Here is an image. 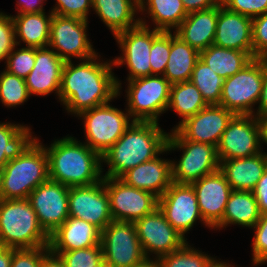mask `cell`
<instances>
[{
	"label": "cell",
	"mask_w": 267,
	"mask_h": 267,
	"mask_svg": "<svg viewBox=\"0 0 267 267\" xmlns=\"http://www.w3.org/2000/svg\"><path fill=\"white\" fill-rule=\"evenodd\" d=\"M16 46L13 19L11 15L3 14L0 17V61L7 60Z\"/></svg>",
	"instance_id": "obj_46"
},
{
	"label": "cell",
	"mask_w": 267,
	"mask_h": 267,
	"mask_svg": "<svg viewBox=\"0 0 267 267\" xmlns=\"http://www.w3.org/2000/svg\"><path fill=\"white\" fill-rule=\"evenodd\" d=\"M259 125L261 130V143L267 144V115L259 118ZM266 156L267 153L263 152Z\"/></svg>",
	"instance_id": "obj_53"
},
{
	"label": "cell",
	"mask_w": 267,
	"mask_h": 267,
	"mask_svg": "<svg viewBox=\"0 0 267 267\" xmlns=\"http://www.w3.org/2000/svg\"><path fill=\"white\" fill-rule=\"evenodd\" d=\"M12 260V248L4 247L0 251V267H10Z\"/></svg>",
	"instance_id": "obj_52"
},
{
	"label": "cell",
	"mask_w": 267,
	"mask_h": 267,
	"mask_svg": "<svg viewBox=\"0 0 267 267\" xmlns=\"http://www.w3.org/2000/svg\"><path fill=\"white\" fill-rule=\"evenodd\" d=\"M4 248L2 242L0 241V251Z\"/></svg>",
	"instance_id": "obj_57"
},
{
	"label": "cell",
	"mask_w": 267,
	"mask_h": 267,
	"mask_svg": "<svg viewBox=\"0 0 267 267\" xmlns=\"http://www.w3.org/2000/svg\"><path fill=\"white\" fill-rule=\"evenodd\" d=\"M158 122L133 121L125 133L102 154V163L109 166L103 177L120 178L129 169L167 153V138Z\"/></svg>",
	"instance_id": "obj_2"
},
{
	"label": "cell",
	"mask_w": 267,
	"mask_h": 267,
	"mask_svg": "<svg viewBox=\"0 0 267 267\" xmlns=\"http://www.w3.org/2000/svg\"><path fill=\"white\" fill-rule=\"evenodd\" d=\"M158 208L171 226L184 237L197 220L203 222L191 184L172 182L165 193L158 198Z\"/></svg>",
	"instance_id": "obj_18"
},
{
	"label": "cell",
	"mask_w": 267,
	"mask_h": 267,
	"mask_svg": "<svg viewBox=\"0 0 267 267\" xmlns=\"http://www.w3.org/2000/svg\"><path fill=\"white\" fill-rule=\"evenodd\" d=\"M48 16V17H47ZM14 22L17 45L23 41L26 47H48L50 39V23L53 13H28L11 16ZM19 40V41H18Z\"/></svg>",
	"instance_id": "obj_28"
},
{
	"label": "cell",
	"mask_w": 267,
	"mask_h": 267,
	"mask_svg": "<svg viewBox=\"0 0 267 267\" xmlns=\"http://www.w3.org/2000/svg\"><path fill=\"white\" fill-rule=\"evenodd\" d=\"M30 97L25 79L4 70L0 74V100L6 107L22 105Z\"/></svg>",
	"instance_id": "obj_36"
},
{
	"label": "cell",
	"mask_w": 267,
	"mask_h": 267,
	"mask_svg": "<svg viewBox=\"0 0 267 267\" xmlns=\"http://www.w3.org/2000/svg\"><path fill=\"white\" fill-rule=\"evenodd\" d=\"M213 45L248 52L253 57L252 18L218 5Z\"/></svg>",
	"instance_id": "obj_21"
},
{
	"label": "cell",
	"mask_w": 267,
	"mask_h": 267,
	"mask_svg": "<svg viewBox=\"0 0 267 267\" xmlns=\"http://www.w3.org/2000/svg\"><path fill=\"white\" fill-rule=\"evenodd\" d=\"M253 58L267 59V12L252 18Z\"/></svg>",
	"instance_id": "obj_43"
},
{
	"label": "cell",
	"mask_w": 267,
	"mask_h": 267,
	"mask_svg": "<svg viewBox=\"0 0 267 267\" xmlns=\"http://www.w3.org/2000/svg\"><path fill=\"white\" fill-rule=\"evenodd\" d=\"M48 179L47 154L36 139L20 156L9 160L0 172V199H27Z\"/></svg>",
	"instance_id": "obj_4"
},
{
	"label": "cell",
	"mask_w": 267,
	"mask_h": 267,
	"mask_svg": "<svg viewBox=\"0 0 267 267\" xmlns=\"http://www.w3.org/2000/svg\"><path fill=\"white\" fill-rule=\"evenodd\" d=\"M221 3L229 11L250 18L263 15L267 12V0H221Z\"/></svg>",
	"instance_id": "obj_45"
},
{
	"label": "cell",
	"mask_w": 267,
	"mask_h": 267,
	"mask_svg": "<svg viewBox=\"0 0 267 267\" xmlns=\"http://www.w3.org/2000/svg\"><path fill=\"white\" fill-rule=\"evenodd\" d=\"M187 13L207 10L218 6L221 0H182Z\"/></svg>",
	"instance_id": "obj_48"
},
{
	"label": "cell",
	"mask_w": 267,
	"mask_h": 267,
	"mask_svg": "<svg viewBox=\"0 0 267 267\" xmlns=\"http://www.w3.org/2000/svg\"><path fill=\"white\" fill-rule=\"evenodd\" d=\"M69 187L48 179L28 199L43 230L50 236L69 217Z\"/></svg>",
	"instance_id": "obj_16"
},
{
	"label": "cell",
	"mask_w": 267,
	"mask_h": 267,
	"mask_svg": "<svg viewBox=\"0 0 267 267\" xmlns=\"http://www.w3.org/2000/svg\"><path fill=\"white\" fill-rule=\"evenodd\" d=\"M49 179L67 187L89 186L103 179L101 155L87 144L67 136L45 147Z\"/></svg>",
	"instance_id": "obj_3"
},
{
	"label": "cell",
	"mask_w": 267,
	"mask_h": 267,
	"mask_svg": "<svg viewBox=\"0 0 267 267\" xmlns=\"http://www.w3.org/2000/svg\"><path fill=\"white\" fill-rule=\"evenodd\" d=\"M146 258L155 254V258L167 255L180 249L187 241L166 220L159 208L134 222Z\"/></svg>",
	"instance_id": "obj_15"
},
{
	"label": "cell",
	"mask_w": 267,
	"mask_h": 267,
	"mask_svg": "<svg viewBox=\"0 0 267 267\" xmlns=\"http://www.w3.org/2000/svg\"><path fill=\"white\" fill-rule=\"evenodd\" d=\"M235 114L220 105H208L187 118L176 130L188 141L218 146L228 122Z\"/></svg>",
	"instance_id": "obj_19"
},
{
	"label": "cell",
	"mask_w": 267,
	"mask_h": 267,
	"mask_svg": "<svg viewBox=\"0 0 267 267\" xmlns=\"http://www.w3.org/2000/svg\"><path fill=\"white\" fill-rule=\"evenodd\" d=\"M259 106L255 116L258 118L267 115V59L264 58V78L261 95L259 98Z\"/></svg>",
	"instance_id": "obj_50"
},
{
	"label": "cell",
	"mask_w": 267,
	"mask_h": 267,
	"mask_svg": "<svg viewBox=\"0 0 267 267\" xmlns=\"http://www.w3.org/2000/svg\"><path fill=\"white\" fill-rule=\"evenodd\" d=\"M204 267H234V265H231L223 261L220 262L216 258L212 257Z\"/></svg>",
	"instance_id": "obj_55"
},
{
	"label": "cell",
	"mask_w": 267,
	"mask_h": 267,
	"mask_svg": "<svg viewBox=\"0 0 267 267\" xmlns=\"http://www.w3.org/2000/svg\"><path fill=\"white\" fill-rule=\"evenodd\" d=\"M40 267H65L64 262L59 257V255H56L49 251L41 261Z\"/></svg>",
	"instance_id": "obj_51"
},
{
	"label": "cell",
	"mask_w": 267,
	"mask_h": 267,
	"mask_svg": "<svg viewBox=\"0 0 267 267\" xmlns=\"http://www.w3.org/2000/svg\"><path fill=\"white\" fill-rule=\"evenodd\" d=\"M200 53L170 32V54L164 77L171 83L190 81Z\"/></svg>",
	"instance_id": "obj_30"
},
{
	"label": "cell",
	"mask_w": 267,
	"mask_h": 267,
	"mask_svg": "<svg viewBox=\"0 0 267 267\" xmlns=\"http://www.w3.org/2000/svg\"><path fill=\"white\" fill-rule=\"evenodd\" d=\"M87 27V20L53 14L48 47L64 62L72 61V57L80 61L94 57L98 53L87 37Z\"/></svg>",
	"instance_id": "obj_11"
},
{
	"label": "cell",
	"mask_w": 267,
	"mask_h": 267,
	"mask_svg": "<svg viewBox=\"0 0 267 267\" xmlns=\"http://www.w3.org/2000/svg\"><path fill=\"white\" fill-rule=\"evenodd\" d=\"M217 148L219 162L256 155L261 150L259 118L235 114L228 122Z\"/></svg>",
	"instance_id": "obj_14"
},
{
	"label": "cell",
	"mask_w": 267,
	"mask_h": 267,
	"mask_svg": "<svg viewBox=\"0 0 267 267\" xmlns=\"http://www.w3.org/2000/svg\"><path fill=\"white\" fill-rule=\"evenodd\" d=\"M14 50L9 54L6 60V71L20 78L25 79L31 72L35 63V48L23 47Z\"/></svg>",
	"instance_id": "obj_40"
},
{
	"label": "cell",
	"mask_w": 267,
	"mask_h": 267,
	"mask_svg": "<svg viewBox=\"0 0 267 267\" xmlns=\"http://www.w3.org/2000/svg\"><path fill=\"white\" fill-rule=\"evenodd\" d=\"M252 228L255 231L252 243V264L257 266L267 262V214L261 215Z\"/></svg>",
	"instance_id": "obj_41"
},
{
	"label": "cell",
	"mask_w": 267,
	"mask_h": 267,
	"mask_svg": "<svg viewBox=\"0 0 267 267\" xmlns=\"http://www.w3.org/2000/svg\"><path fill=\"white\" fill-rule=\"evenodd\" d=\"M140 23L114 37L120 45L122 56L112 60L114 66L127 65L129 74L127 80H133L151 75L150 50L152 41L162 32L150 29L142 18Z\"/></svg>",
	"instance_id": "obj_10"
},
{
	"label": "cell",
	"mask_w": 267,
	"mask_h": 267,
	"mask_svg": "<svg viewBox=\"0 0 267 267\" xmlns=\"http://www.w3.org/2000/svg\"><path fill=\"white\" fill-rule=\"evenodd\" d=\"M252 192L258 203L261 215L267 214V168Z\"/></svg>",
	"instance_id": "obj_47"
},
{
	"label": "cell",
	"mask_w": 267,
	"mask_h": 267,
	"mask_svg": "<svg viewBox=\"0 0 267 267\" xmlns=\"http://www.w3.org/2000/svg\"><path fill=\"white\" fill-rule=\"evenodd\" d=\"M49 251V246H41L33 249L12 248L10 267H40L42 258Z\"/></svg>",
	"instance_id": "obj_42"
},
{
	"label": "cell",
	"mask_w": 267,
	"mask_h": 267,
	"mask_svg": "<svg viewBox=\"0 0 267 267\" xmlns=\"http://www.w3.org/2000/svg\"><path fill=\"white\" fill-rule=\"evenodd\" d=\"M68 208L69 216L92 223L102 231L113 221L104 177L89 186L70 187Z\"/></svg>",
	"instance_id": "obj_17"
},
{
	"label": "cell",
	"mask_w": 267,
	"mask_h": 267,
	"mask_svg": "<svg viewBox=\"0 0 267 267\" xmlns=\"http://www.w3.org/2000/svg\"><path fill=\"white\" fill-rule=\"evenodd\" d=\"M101 245V230L92 223L69 216L50 235V251H72Z\"/></svg>",
	"instance_id": "obj_24"
},
{
	"label": "cell",
	"mask_w": 267,
	"mask_h": 267,
	"mask_svg": "<svg viewBox=\"0 0 267 267\" xmlns=\"http://www.w3.org/2000/svg\"><path fill=\"white\" fill-rule=\"evenodd\" d=\"M83 117L86 142L92 150L101 156L125 133L132 124L128 111L119 110L109 103L81 112Z\"/></svg>",
	"instance_id": "obj_9"
},
{
	"label": "cell",
	"mask_w": 267,
	"mask_h": 267,
	"mask_svg": "<svg viewBox=\"0 0 267 267\" xmlns=\"http://www.w3.org/2000/svg\"><path fill=\"white\" fill-rule=\"evenodd\" d=\"M95 267H110L105 260L103 259L98 265H96Z\"/></svg>",
	"instance_id": "obj_56"
},
{
	"label": "cell",
	"mask_w": 267,
	"mask_h": 267,
	"mask_svg": "<svg viewBox=\"0 0 267 267\" xmlns=\"http://www.w3.org/2000/svg\"><path fill=\"white\" fill-rule=\"evenodd\" d=\"M92 8L113 35L137 26L140 19L139 0H92Z\"/></svg>",
	"instance_id": "obj_27"
},
{
	"label": "cell",
	"mask_w": 267,
	"mask_h": 267,
	"mask_svg": "<svg viewBox=\"0 0 267 267\" xmlns=\"http://www.w3.org/2000/svg\"><path fill=\"white\" fill-rule=\"evenodd\" d=\"M170 54V32L162 31L153 41L150 50L151 75L163 76Z\"/></svg>",
	"instance_id": "obj_39"
},
{
	"label": "cell",
	"mask_w": 267,
	"mask_h": 267,
	"mask_svg": "<svg viewBox=\"0 0 267 267\" xmlns=\"http://www.w3.org/2000/svg\"><path fill=\"white\" fill-rule=\"evenodd\" d=\"M113 220L135 222L158 208L153 193L127 185L120 178L104 177Z\"/></svg>",
	"instance_id": "obj_13"
},
{
	"label": "cell",
	"mask_w": 267,
	"mask_h": 267,
	"mask_svg": "<svg viewBox=\"0 0 267 267\" xmlns=\"http://www.w3.org/2000/svg\"><path fill=\"white\" fill-rule=\"evenodd\" d=\"M29 199H0V241L4 247L33 249L49 246Z\"/></svg>",
	"instance_id": "obj_5"
},
{
	"label": "cell",
	"mask_w": 267,
	"mask_h": 267,
	"mask_svg": "<svg viewBox=\"0 0 267 267\" xmlns=\"http://www.w3.org/2000/svg\"><path fill=\"white\" fill-rule=\"evenodd\" d=\"M101 246L110 267H133L146 258L134 222H110L101 231Z\"/></svg>",
	"instance_id": "obj_12"
},
{
	"label": "cell",
	"mask_w": 267,
	"mask_h": 267,
	"mask_svg": "<svg viewBox=\"0 0 267 267\" xmlns=\"http://www.w3.org/2000/svg\"><path fill=\"white\" fill-rule=\"evenodd\" d=\"M43 1L44 0H18L16 4V9L18 10L17 15L44 12Z\"/></svg>",
	"instance_id": "obj_49"
},
{
	"label": "cell",
	"mask_w": 267,
	"mask_h": 267,
	"mask_svg": "<svg viewBox=\"0 0 267 267\" xmlns=\"http://www.w3.org/2000/svg\"><path fill=\"white\" fill-rule=\"evenodd\" d=\"M218 6L188 13L174 31L184 42L199 53L213 45L216 34Z\"/></svg>",
	"instance_id": "obj_25"
},
{
	"label": "cell",
	"mask_w": 267,
	"mask_h": 267,
	"mask_svg": "<svg viewBox=\"0 0 267 267\" xmlns=\"http://www.w3.org/2000/svg\"><path fill=\"white\" fill-rule=\"evenodd\" d=\"M212 257L186 242L180 249L160 257L161 267H204Z\"/></svg>",
	"instance_id": "obj_37"
},
{
	"label": "cell",
	"mask_w": 267,
	"mask_h": 267,
	"mask_svg": "<svg viewBox=\"0 0 267 267\" xmlns=\"http://www.w3.org/2000/svg\"><path fill=\"white\" fill-rule=\"evenodd\" d=\"M200 59L223 79L233 76L254 58L244 51L210 45L200 52Z\"/></svg>",
	"instance_id": "obj_32"
},
{
	"label": "cell",
	"mask_w": 267,
	"mask_h": 267,
	"mask_svg": "<svg viewBox=\"0 0 267 267\" xmlns=\"http://www.w3.org/2000/svg\"><path fill=\"white\" fill-rule=\"evenodd\" d=\"M207 106L202 94L191 81L171 85L167 110L172 109L182 118L173 129Z\"/></svg>",
	"instance_id": "obj_34"
},
{
	"label": "cell",
	"mask_w": 267,
	"mask_h": 267,
	"mask_svg": "<svg viewBox=\"0 0 267 267\" xmlns=\"http://www.w3.org/2000/svg\"><path fill=\"white\" fill-rule=\"evenodd\" d=\"M59 255L65 267H95L103 260L101 245L72 251H51Z\"/></svg>",
	"instance_id": "obj_38"
},
{
	"label": "cell",
	"mask_w": 267,
	"mask_h": 267,
	"mask_svg": "<svg viewBox=\"0 0 267 267\" xmlns=\"http://www.w3.org/2000/svg\"><path fill=\"white\" fill-rule=\"evenodd\" d=\"M127 81V111L133 121L158 122L160 114L167 110L172 84L159 75Z\"/></svg>",
	"instance_id": "obj_7"
},
{
	"label": "cell",
	"mask_w": 267,
	"mask_h": 267,
	"mask_svg": "<svg viewBox=\"0 0 267 267\" xmlns=\"http://www.w3.org/2000/svg\"><path fill=\"white\" fill-rule=\"evenodd\" d=\"M98 54L82 60L64 63L62 69L59 100L67 112H81L111 102L120 95L121 83L112 72L113 61L97 62Z\"/></svg>",
	"instance_id": "obj_1"
},
{
	"label": "cell",
	"mask_w": 267,
	"mask_h": 267,
	"mask_svg": "<svg viewBox=\"0 0 267 267\" xmlns=\"http://www.w3.org/2000/svg\"><path fill=\"white\" fill-rule=\"evenodd\" d=\"M191 185L196 194L203 224L213 229L223 219L226 203L233 190L220 170Z\"/></svg>",
	"instance_id": "obj_20"
},
{
	"label": "cell",
	"mask_w": 267,
	"mask_h": 267,
	"mask_svg": "<svg viewBox=\"0 0 267 267\" xmlns=\"http://www.w3.org/2000/svg\"><path fill=\"white\" fill-rule=\"evenodd\" d=\"M190 81L197 87L208 105H219L224 79L200 58L195 64Z\"/></svg>",
	"instance_id": "obj_35"
},
{
	"label": "cell",
	"mask_w": 267,
	"mask_h": 267,
	"mask_svg": "<svg viewBox=\"0 0 267 267\" xmlns=\"http://www.w3.org/2000/svg\"><path fill=\"white\" fill-rule=\"evenodd\" d=\"M264 78V58H254L242 70L224 79L220 106L234 114L255 115Z\"/></svg>",
	"instance_id": "obj_8"
},
{
	"label": "cell",
	"mask_w": 267,
	"mask_h": 267,
	"mask_svg": "<svg viewBox=\"0 0 267 267\" xmlns=\"http://www.w3.org/2000/svg\"><path fill=\"white\" fill-rule=\"evenodd\" d=\"M168 151L183 150L180 160L172 161V181L192 184L202 177L219 170L220 162L214 145L186 140L176 129L169 133Z\"/></svg>",
	"instance_id": "obj_6"
},
{
	"label": "cell",
	"mask_w": 267,
	"mask_h": 267,
	"mask_svg": "<svg viewBox=\"0 0 267 267\" xmlns=\"http://www.w3.org/2000/svg\"><path fill=\"white\" fill-rule=\"evenodd\" d=\"M28 126L0 123V172L9 160L20 156L37 138Z\"/></svg>",
	"instance_id": "obj_33"
},
{
	"label": "cell",
	"mask_w": 267,
	"mask_h": 267,
	"mask_svg": "<svg viewBox=\"0 0 267 267\" xmlns=\"http://www.w3.org/2000/svg\"><path fill=\"white\" fill-rule=\"evenodd\" d=\"M64 63L54 50L35 48L34 67L25 78L29 95L45 96L55 91L59 98Z\"/></svg>",
	"instance_id": "obj_22"
},
{
	"label": "cell",
	"mask_w": 267,
	"mask_h": 267,
	"mask_svg": "<svg viewBox=\"0 0 267 267\" xmlns=\"http://www.w3.org/2000/svg\"><path fill=\"white\" fill-rule=\"evenodd\" d=\"M266 168L267 156L263 152L245 158L222 160L219 166L235 191H253Z\"/></svg>",
	"instance_id": "obj_26"
},
{
	"label": "cell",
	"mask_w": 267,
	"mask_h": 267,
	"mask_svg": "<svg viewBox=\"0 0 267 267\" xmlns=\"http://www.w3.org/2000/svg\"><path fill=\"white\" fill-rule=\"evenodd\" d=\"M133 267H161L158 259L145 258L140 263L134 265Z\"/></svg>",
	"instance_id": "obj_54"
},
{
	"label": "cell",
	"mask_w": 267,
	"mask_h": 267,
	"mask_svg": "<svg viewBox=\"0 0 267 267\" xmlns=\"http://www.w3.org/2000/svg\"><path fill=\"white\" fill-rule=\"evenodd\" d=\"M260 217L261 213L253 192L233 190L226 203L223 219L213 229L220 230L229 224L252 228Z\"/></svg>",
	"instance_id": "obj_29"
},
{
	"label": "cell",
	"mask_w": 267,
	"mask_h": 267,
	"mask_svg": "<svg viewBox=\"0 0 267 267\" xmlns=\"http://www.w3.org/2000/svg\"><path fill=\"white\" fill-rule=\"evenodd\" d=\"M127 185L153 193L160 198L172 184V160L158 156L129 169L121 177Z\"/></svg>",
	"instance_id": "obj_23"
},
{
	"label": "cell",
	"mask_w": 267,
	"mask_h": 267,
	"mask_svg": "<svg viewBox=\"0 0 267 267\" xmlns=\"http://www.w3.org/2000/svg\"><path fill=\"white\" fill-rule=\"evenodd\" d=\"M51 12L55 15L78 17L88 21L92 0H57Z\"/></svg>",
	"instance_id": "obj_44"
},
{
	"label": "cell",
	"mask_w": 267,
	"mask_h": 267,
	"mask_svg": "<svg viewBox=\"0 0 267 267\" xmlns=\"http://www.w3.org/2000/svg\"><path fill=\"white\" fill-rule=\"evenodd\" d=\"M139 11L151 17L154 29L171 32L187 17L182 0H139Z\"/></svg>",
	"instance_id": "obj_31"
}]
</instances>
